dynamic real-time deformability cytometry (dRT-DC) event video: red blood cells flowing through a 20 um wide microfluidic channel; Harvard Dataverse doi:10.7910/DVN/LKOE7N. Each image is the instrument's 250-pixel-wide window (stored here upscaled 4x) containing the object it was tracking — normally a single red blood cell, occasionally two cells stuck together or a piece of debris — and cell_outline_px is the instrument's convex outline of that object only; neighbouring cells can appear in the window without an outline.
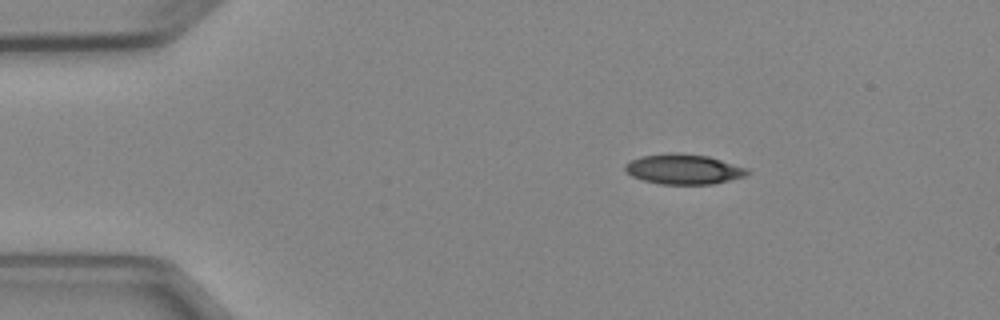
{"species": "Egyptian fruit bat (a non-hibernating species)", "species_latin": "Rousettus aegyptiacus", "temperature_condition": "cold", "stored_images_in_passage": 4, "camera_frame_rate_fps": 3000, "um_per_image_px": 0.085, "animal": {"sex": "female"}, "frame": {"image": 1, "passage_image": 2, "time_ms": 1.333, "image_size_px": [1000, 320], "cell_outline_px": [[752, 172], [744, 176], [712, 184], [660, 184], [644, 180], [632, 176], [624, 168], [624, 164], [640, 156], [672, 152], [676, 152], [708, 156], [748, 168]], "centroid_in_image_um": [58.11, 14.37], "position_along_channel_um": 26.9, "area_um2": 21.39}}
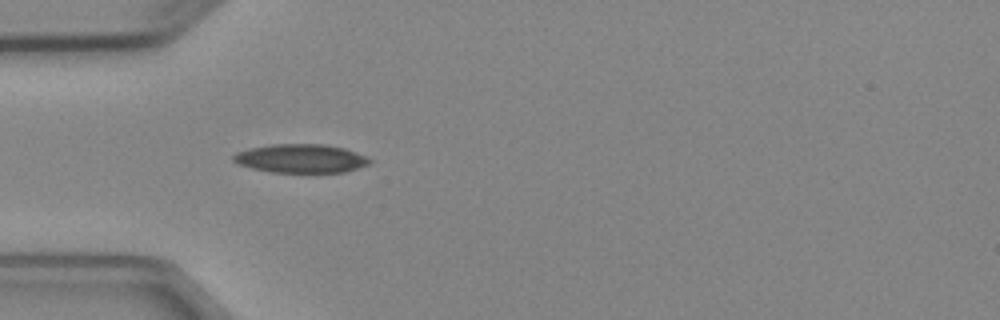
{"frame": {"image": 2, "passage_image": 4, "time_ms": 3.667, "image_size_px": [1000, 320], "cell_outline_px": [[372, 160], [368, 164], [344, 172], [272, 172], [252, 168], [240, 164], [232, 160], [232, 156], [236, 152], [252, 148], [272, 144], [324, 144], [344, 148], [364, 156]], "centroid_in_image_um": [25.55, 13.47], "position_along_channel_um": 59.5, "area_um2": 22.43}}